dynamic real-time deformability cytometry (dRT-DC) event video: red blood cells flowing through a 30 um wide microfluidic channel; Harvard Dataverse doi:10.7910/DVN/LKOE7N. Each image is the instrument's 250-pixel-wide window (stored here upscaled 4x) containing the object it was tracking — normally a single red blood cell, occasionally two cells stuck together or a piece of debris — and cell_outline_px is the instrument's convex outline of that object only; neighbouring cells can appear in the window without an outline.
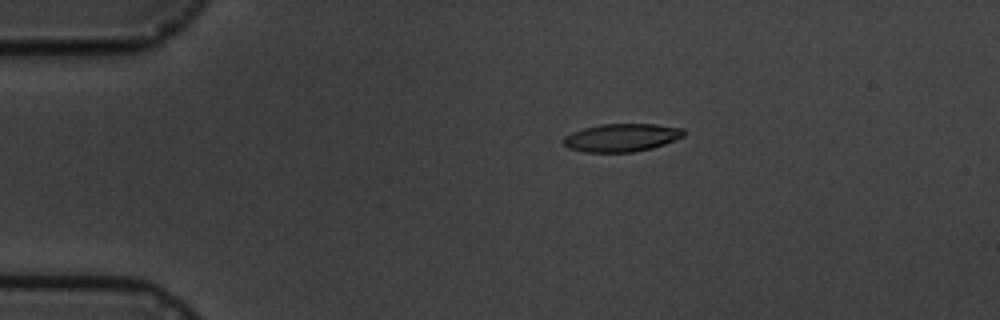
{"species": "common noctule bat (a hibernating species)", "species_latin": "Nyctalus noctula", "temperature_condition": "cold", "stored_images_in_passage": 6, "camera_frame_rate_fps": 3000, "um_per_image_px": 0.085, "animal": {"sex": "male", "body_mass_g": 19.5, "forearm_length_mm": 54.6}, "frame": {"image": 1, "passage_image": 1, "time_ms": 0.0, "image_size_px": [1000, 320], "cell_outline_px": [[684, 136], [664, 144], [652, 148], [632, 152], [584, 152], [568, 148], [560, 140], [564, 136], [572, 132], [584, 128], [600, 124], [656, 124], [684, 128]], "centroid_in_image_um": [52.81, 11.69], "position_along_channel_um": 32.2, "area_um2": 19.71}}
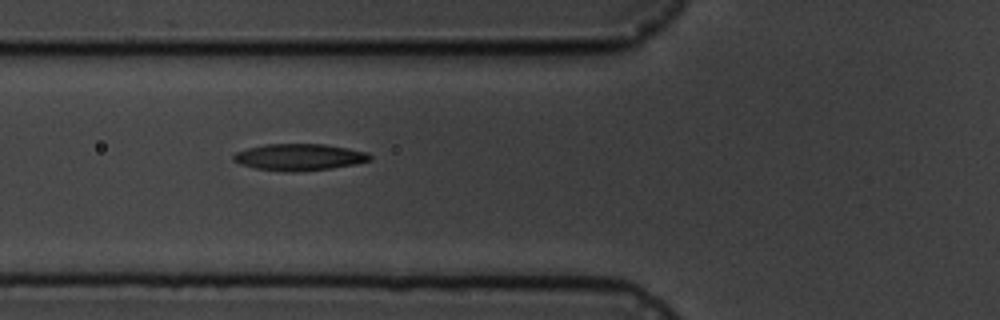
{"frame": {"image": 2, "passage_image": 4, "time_ms": 3.333, "image_size_px": [1000, 320], "cell_outline_px": [[372, 160], [356, 164], [332, 168], [292, 172], [288, 172], [256, 168], [240, 164], [232, 160], [232, 156], [236, 152], [248, 148], [264, 144], [324, 144], [348, 148], [368, 152], [372, 156]], "centroid_in_image_um": [25.45, 13.35], "position_along_channel_um": 100.3, "area_um2": 21.27}}
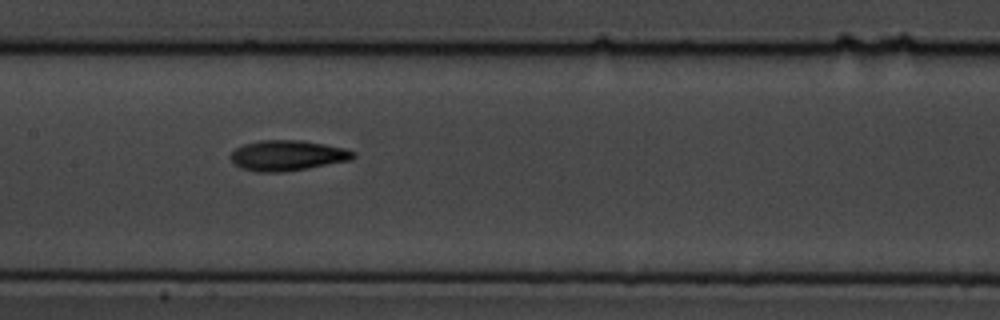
{"frame": {"image": 3, "passage_image": 6, "time_ms": 5.667, "image_size_px": [1000, 320], "cell_outline_px": [[356, 156], [352, 160], [308, 168], [284, 172], [256, 172], [240, 168], [232, 160], [232, 152], [236, 148], [244, 144], [260, 140], [300, 140], [324, 144], [344, 148], [356, 152]], "centroid_in_image_um": [24.46, 13.22], "position_along_channel_um": 182.9, "area_um2": 21.73}}